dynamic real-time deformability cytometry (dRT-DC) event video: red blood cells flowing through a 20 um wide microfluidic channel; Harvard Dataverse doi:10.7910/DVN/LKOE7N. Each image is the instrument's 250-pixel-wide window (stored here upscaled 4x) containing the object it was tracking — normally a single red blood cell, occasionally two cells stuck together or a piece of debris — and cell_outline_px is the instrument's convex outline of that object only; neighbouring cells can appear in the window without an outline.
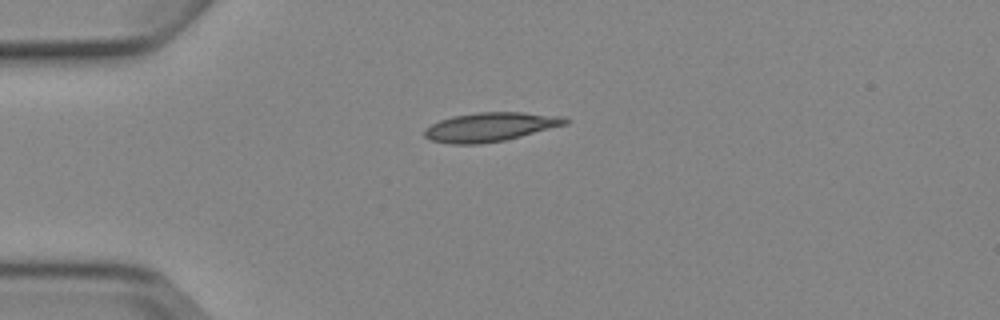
{"species": "Egyptian fruit bat (a non-hibernating species)", "species_latin": "Rousettus aegyptiacus", "temperature_condition": "cold", "stored_images_in_passage": 2, "camera_frame_rate_fps": 3000, "um_per_image_px": 0.085, "animal": {"sex": "female"}, "frame": {"image": 1, "passage_image": 1, "time_ms": 0.0, "image_size_px": [1000, 320], "cell_outline_px": [[572, 120], [568, 124], [504, 140], [480, 144], [452, 144], [432, 140], [424, 136], [424, 128], [440, 120], [452, 116], [476, 112], [524, 112], [560, 116]], "centroid_in_image_um": [41.68, 10.78], "position_along_channel_um": 43.3, "area_um2": 23.76}}